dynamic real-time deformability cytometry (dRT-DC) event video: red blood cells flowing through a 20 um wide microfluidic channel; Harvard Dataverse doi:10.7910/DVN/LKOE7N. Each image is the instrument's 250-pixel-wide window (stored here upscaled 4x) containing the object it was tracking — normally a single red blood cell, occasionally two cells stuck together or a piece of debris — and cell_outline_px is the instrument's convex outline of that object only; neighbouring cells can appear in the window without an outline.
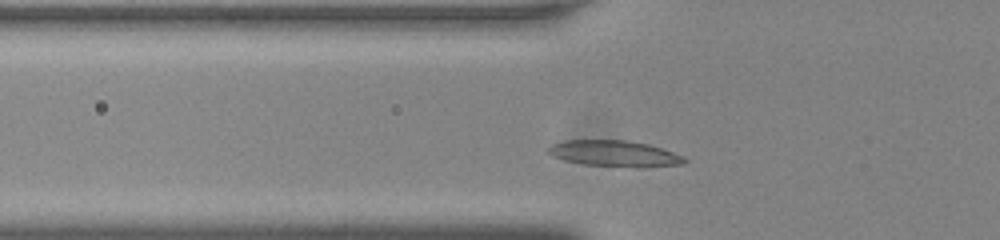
{"species": "common noctule bat (a hibernating species)", "species_latin": "Nyctalus noctula", "temperature_condition": "room temperature", "stored_images_in_passage": 34, "camera_frame_rate_fps": 3000, "um_per_image_px": 0.085, "animal": {"sex": "male", "body_mass_g": 20.0, "forearm_length_mm": 53.3}, "frame": {"image": 1, "passage_image": 6, "time_ms": 1.667, "image_size_px": [1000, 240], "cell_outline_px": [[688, 160], [684, 164], [644, 168], [640, 168], [584, 164], [564, 160], [552, 156], [544, 148], [552, 144], [564, 140], [624, 140], [648, 144], [684, 156]], "centroid_in_image_um": [52.23, 13.06], "position_along_channel_um": 73.6, "area_um2": 20.92}}
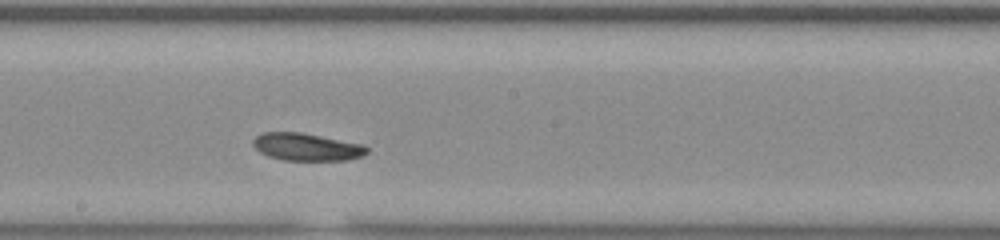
{"frame": {"image": 2, "passage_image": 18, "time_ms": 5.667, "image_size_px": [1000, 240], "cell_outline_px": [[368, 152], [364, 156], [348, 160], [284, 160], [268, 156], [260, 152], [252, 144], [252, 140], [256, 136], [264, 132], [300, 132], [364, 144], [368, 148]], "centroid_in_image_um": [26.09, 12.49], "position_along_channel_um": 222.1, "area_um2": 18.32}}
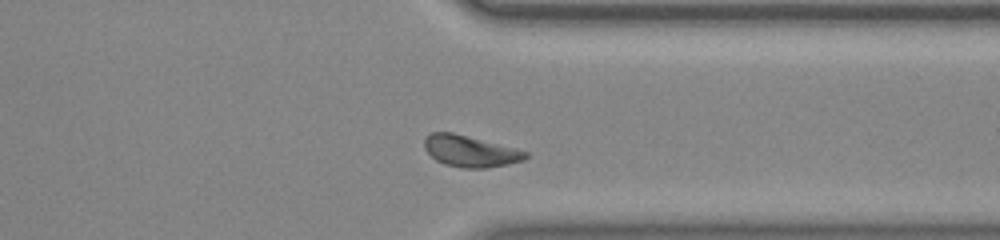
{"frame": {"image": 3, "passage_image": 30, "time_ms": 9.667, "image_size_px": [1000, 240], "cell_outline_px": [[528, 156], [524, 160], [508, 164], [488, 168], [460, 168], [444, 164], [436, 160], [424, 148], [424, 140], [432, 132], [452, 132], [516, 148], [528, 152]], "centroid_in_image_um": [39.98, 12.86], "position_along_channel_um": 371.4, "area_um2": 18.5}, "authors_computed_cell_mechanics": {"area_um2": 18.2937, "velocity_mm_per_s": 3.7273, "shape_relaxation_time_tau1_ms": 4.1314, "shape_relaxation_time_tau2_ms": null, "deformation_change_tau1": 0.1054, "deformation_change_tau2": null}}